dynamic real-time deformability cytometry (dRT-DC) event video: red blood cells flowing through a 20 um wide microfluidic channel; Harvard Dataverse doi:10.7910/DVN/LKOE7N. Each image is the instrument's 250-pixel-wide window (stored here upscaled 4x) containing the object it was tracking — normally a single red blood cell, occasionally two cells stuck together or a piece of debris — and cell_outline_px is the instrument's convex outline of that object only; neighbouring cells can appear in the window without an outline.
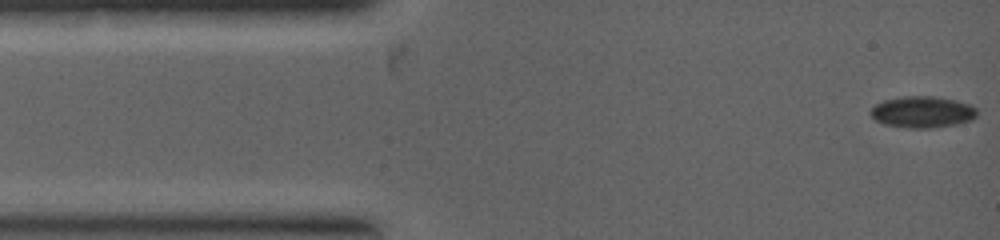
{"species": "common noctule bat (a hibernating species)", "species_latin": "Nyctalus noctula", "temperature_condition": "warm", "stored_images_in_passage": 6, "camera_frame_rate_fps": 5000, "um_per_image_px": 0.085, "animal": {"sex": "female", "body_mass_g": 19.0, "forearm_length_mm": 53.3}, "frame": {"image": 1, "passage_image": 1, "time_ms": 0.0, "image_size_px": [1000, 240], "cell_outline_px": [[976, 116], [972, 120], [956, 124], [928, 128], [908, 128], [884, 124], [876, 120], [868, 112], [876, 104], [884, 100], [904, 96], [932, 96], [956, 100], [968, 104], [976, 108]], "centroid_in_image_um": [78.39, 9.52], "position_along_channel_um": 6.6, "area_um2": 19.42}}
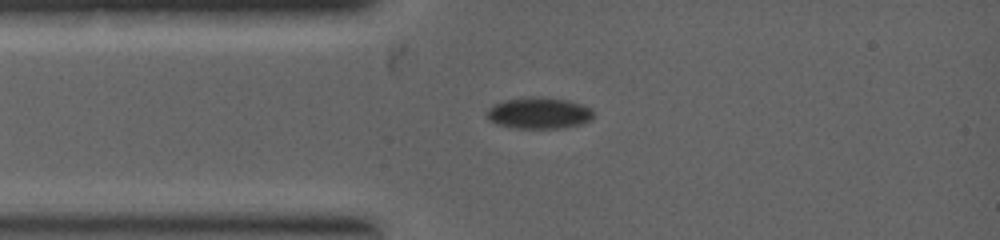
{"frame": {"image": 2, "passage_image": 5, "time_ms": 1.6, "image_size_px": [1000, 240], "cell_outline_px": [[592, 116], [588, 120], [580, 124], [564, 128], [512, 128], [496, 124], [488, 120], [488, 108], [492, 104], [504, 100], [568, 100], [584, 104], [592, 108]], "centroid_in_image_um": [45.8, 9.67], "position_along_channel_um": 39.2, "area_um2": 18.67}}